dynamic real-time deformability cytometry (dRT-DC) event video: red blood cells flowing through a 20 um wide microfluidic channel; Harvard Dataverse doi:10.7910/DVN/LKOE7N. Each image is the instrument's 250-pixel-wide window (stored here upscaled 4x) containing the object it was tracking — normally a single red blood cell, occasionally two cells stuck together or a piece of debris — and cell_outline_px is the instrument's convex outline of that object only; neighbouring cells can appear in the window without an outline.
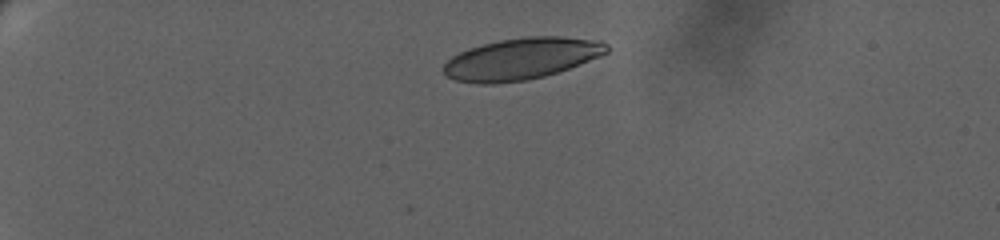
{"species": "human", "species_latin": "Homo sapiens", "temperature_condition": "warm", "stored_images_in_passage": 12, "camera_frame_rate_fps": 3000, "um_per_image_px": 0.085, "donor": {"sex": "female"}, "frame": {"image": 1, "passage_image": 1, "time_ms": 0.0, "image_size_px": [1000, 240], "cell_outline_px": [[608, 52], [600, 56], [568, 68], [544, 76], [528, 80], [496, 84], [480, 84], [456, 80], [444, 76], [444, 64], [452, 56], [468, 48], [500, 40], [524, 36], [560, 36], [600, 40], [608, 44]], "centroid_in_image_um": [44.31, 4.99], "position_along_channel_um": 40.7, "area_um2": 39.59}}